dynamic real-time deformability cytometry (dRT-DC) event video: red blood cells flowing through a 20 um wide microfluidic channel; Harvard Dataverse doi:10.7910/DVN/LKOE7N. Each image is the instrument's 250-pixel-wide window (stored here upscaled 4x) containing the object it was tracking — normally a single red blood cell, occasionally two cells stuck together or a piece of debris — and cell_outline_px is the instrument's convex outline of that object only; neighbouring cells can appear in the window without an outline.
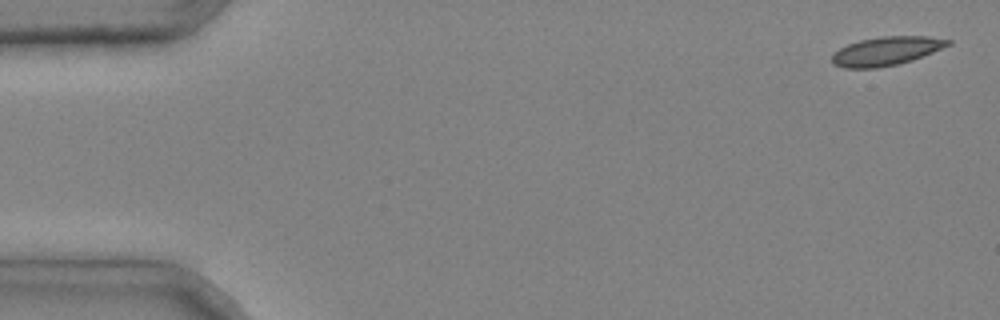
{"species": "common noctule bat (a hibernating species)", "species_latin": "Nyctalus noctula", "temperature_condition": "cold", "stored_images_in_passage": 5, "camera_frame_rate_fps": 3000, "um_per_image_px": 0.085, "animal": {"sex": "male", "body_mass_g": 20.4}, "frame": {"image": 1, "passage_image": 1, "time_ms": 0.0, "image_size_px": [1000, 320], "cell_outline_px": [[952, 44], [912, 60], [900, 64], [876, 68], [844, 68], [832, 64], [832, 52], [848, 44], [860, 40], [880, 36], [928, 36], [952, 40]], "centroid_in_image_um": [75.32, 4.34], "position_along_channel_um": 9.7, "area_um2": 19.54}}